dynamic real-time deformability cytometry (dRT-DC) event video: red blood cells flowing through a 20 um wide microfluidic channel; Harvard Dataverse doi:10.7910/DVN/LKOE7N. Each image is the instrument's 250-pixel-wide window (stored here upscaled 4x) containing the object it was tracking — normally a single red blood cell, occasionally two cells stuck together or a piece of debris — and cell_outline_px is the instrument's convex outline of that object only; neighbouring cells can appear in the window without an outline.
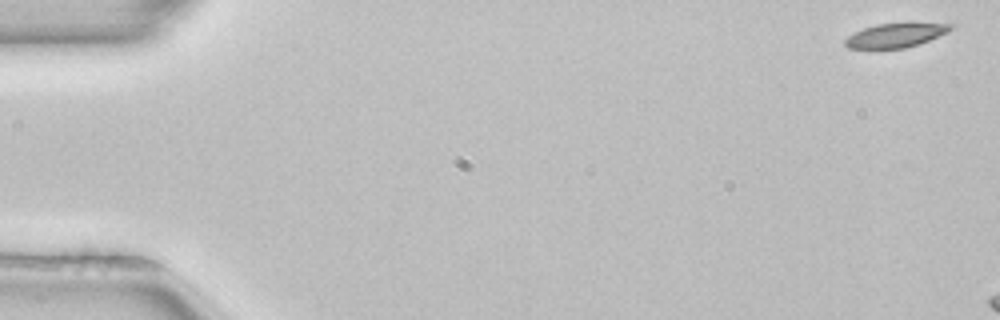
{"species": "common noctule bat (a hibernating species)", "species_latin": "Nyctalus noctula", "temperature_condition": "room temperature", "stored_images_in_passage": 13, "camera_frame_rate_fps": 3000, "um_per_image_px": 0.085, "animal": {"sex": "female", "body_mass_g": 22.7, "forearm_length_mm": 54.2}, "frame": {"image": 1, "passage_image": 1, "time_ms": 0.0, "image_size_px": [1000, 320], "cell_outline_px": [[956, 28], [948, 32], [928, 40], [904, 48], [848, 48], [844, 44], [844, 40], [848, 36], [864, 28], [876, 24], [908, 20], [956, 24]], "centroid_in_image_um": [76.24, 2.93], "position_along_channel_um": 8.8, "area_um2": 15.55}}
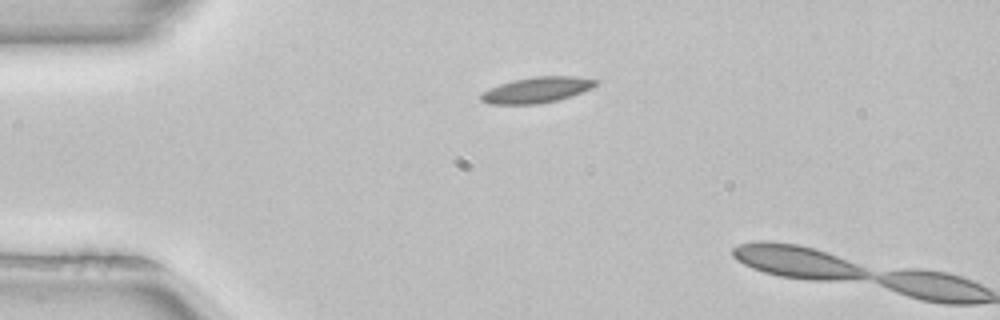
{"frame": {"image": 2, "passage_image": 12, "time_ms": 3.667, "image_size_px": [1000, 320], "cell_outline_px": [[600, 80], [592, 88], [572, 96], [556, 100], [536, 104], [488, 104], [480, 100], [480, 92], [500, 84], [512, 80], [536, 76], [576, 76]], "centroid_in_image_um": [45.62, 7.64], "position_along_channel_um": 39.4, "area_um2": 17.34}}